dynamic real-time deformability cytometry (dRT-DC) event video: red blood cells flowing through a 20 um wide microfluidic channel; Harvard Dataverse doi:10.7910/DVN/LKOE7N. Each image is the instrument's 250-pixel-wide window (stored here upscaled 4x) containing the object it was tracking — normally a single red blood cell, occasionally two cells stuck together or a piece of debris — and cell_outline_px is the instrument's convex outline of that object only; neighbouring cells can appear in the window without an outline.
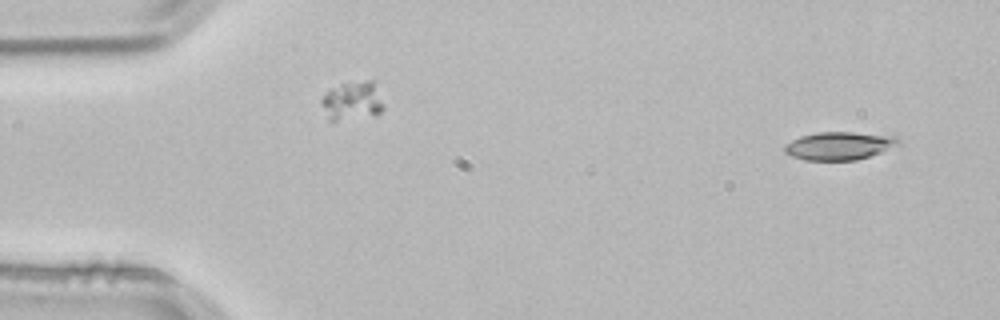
{"species": "common noctule bat (a hibernating species)", "species_latin": "Nyctalus noctula", "temperature_condition": "room temperature", "stored_images_in_passage": 2, "segment_of_instrument_passage": [2, 2], "camera_frame_rate_fps": 3000, "um_per_image_px": 0.085, "animal": {"sex": "male", "body_mass_g": 21.5, "forearm_length_mm": 52.0}, "frame": {"image": 1, "passage_image": 2, "time_ms": 0.333, "image_size_px": [1000, 320], "cell_outline_px": [[900, 144], [880, 152], [856, 160], [804, 160], [792, 156], [784, 152], [784, 144], [800, 136], [816, 132], [852, 132], [896, 136], [900, 140]], "centroid_in_image_um": [71.3, 12.38], "position_along_channel_um": 13.7, "area_um2": 18.55}}